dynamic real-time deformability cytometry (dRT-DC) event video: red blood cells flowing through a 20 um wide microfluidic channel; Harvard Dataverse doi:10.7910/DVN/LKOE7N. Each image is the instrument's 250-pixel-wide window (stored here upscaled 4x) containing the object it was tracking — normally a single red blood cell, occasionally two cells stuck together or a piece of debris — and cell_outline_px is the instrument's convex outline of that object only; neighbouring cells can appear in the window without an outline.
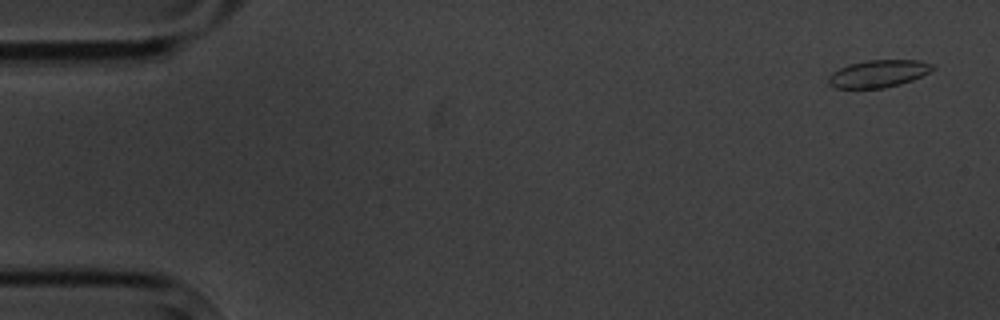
{"species": "common noctule bat (a hibernating species)", "species_latin": "Nyctalus noctula", "temperature_condition": "cold", "stored_images_in_passage": 5, "camera_frame_rate_fps": 3000, "um_per_image_px": 0.085, "animal": {"sex": "male", "body_mass_g": 20.1, "forearm_length_mm": 53.5}, "frame": {"image": 1, "passage_image": 1, "time_ms": 0.0, "image_size_px": [1000, 320], "cell_outline_px": [[936, 68], [912, 80], [900, 84], [884, 88], [836, 88], [828, 84], [828, 76], [832, 72], [848, 64], [864, 60], [920, 60], [932, 64]], "centroid_in_image_um": [74.64, 6.25], "position_along_channel_um": 10.4, "area_um2": 16.65}}